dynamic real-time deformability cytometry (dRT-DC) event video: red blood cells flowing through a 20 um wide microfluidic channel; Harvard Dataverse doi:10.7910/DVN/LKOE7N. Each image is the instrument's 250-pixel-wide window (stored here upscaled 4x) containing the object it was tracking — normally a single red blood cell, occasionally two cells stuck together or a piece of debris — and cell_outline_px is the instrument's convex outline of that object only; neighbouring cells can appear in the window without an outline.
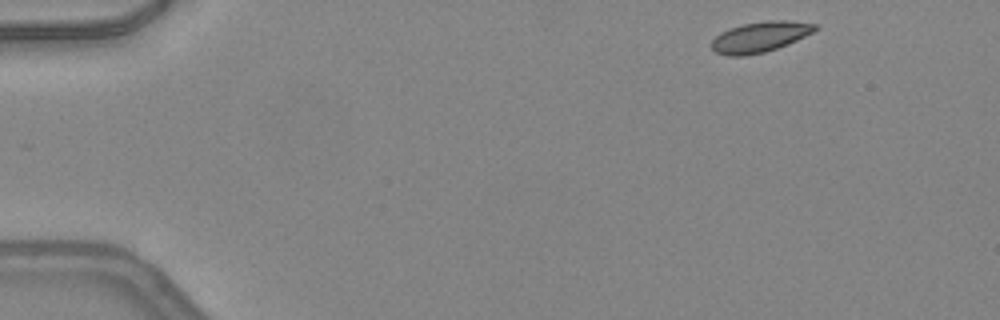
{"species": "common noctule bat (a hibernating species)", "species_latin": "Nyctalus noctula", "temperature_condition": "warm", "stored_images_in_passage": 44, "camera_frame_rate_fps": 3000, "um_per_image_px": 0.085, "animal": {"sex": "female", "body_mass_g": 24.6, "forearm_length_mm": 56.2}, "frame": {"image": 1, "passage_image": 1, "time_ms": 0.0, "image_size_px": [1000, 320], "cell_outline_px": [[820, 28], [788, 44], [764, 52], [744, 56], [728, 56], [716, 52], [712, 48], [712, 40], [720, 32], [728, 28], [744, 24], [768, 20], [788, 20], [816, 24]], "centroid_in_image_um": [64.6, 3.13], "position_along_channel_um": 20.4, "area_um2": 18.32}}
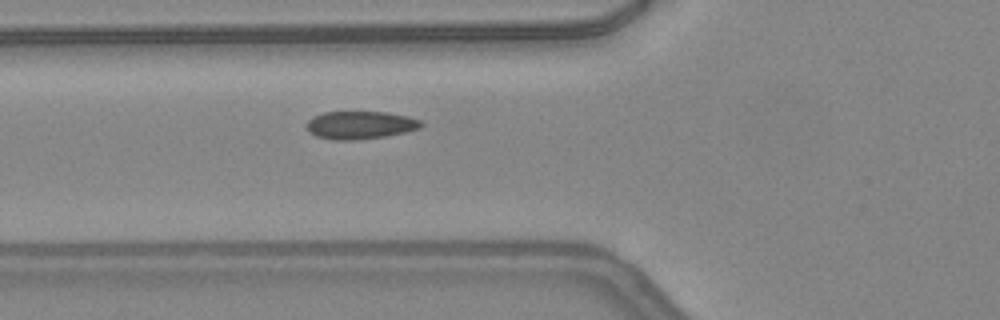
{"frame": {"image": 2, "passage_image": 14, "time_ms": 4.333, "image_size_px": [1000, 320], "cell_outline_px": [[424, 124], [420, 128], [404, 132], [384, 136], [356, 140], [336, 140], [316, 136], [308, 132], [308, 120], [312, 116], [324, 112], [388, 112], [408, 116], [420, 120]], "centroid_in_image_um": [30.62, 10.62], "position_along_channel_um": 95.2, "area_um2": 18.55}}
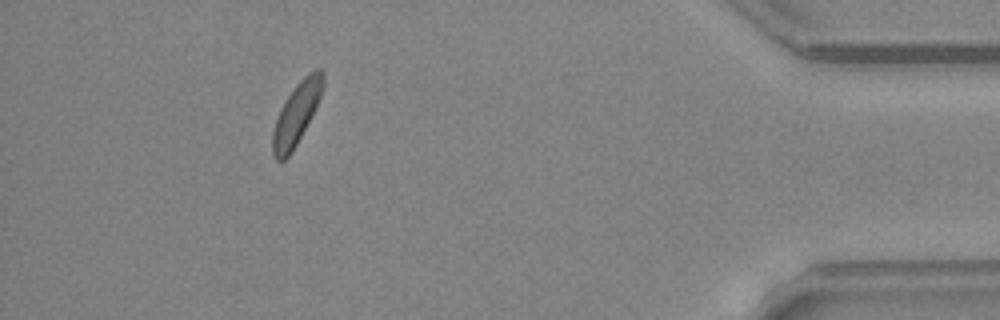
{"frame": {"image": 3, "passage_image": 40, "time_ms": 13.0, "image_size_px": [1000, 320], "cell_outline_px": [[324, 84], [316, 108], [312, 116], [292, 152], [284, 160], [276, 160], [272, 152], [272, 132], [280, 108], [296, 84], [308, 72], [316, 68], [320, 68], [324, 72]], "centroid_in_image_um": [25.21, 9.64], "position_along_channel_um": 410.0, "area_um2": 18.09}, "authors_computed_cell_mechanics": {"area_um2": 18.3804, "velocity_mm_per_s": 4.2448, "shape_relaxation_time_tau1_ms": 6.0762, "shape_relaxation_time_tau2_ms": null, "deformation_change_tau1": 0.1217, "deformation_change_tau2": null}}